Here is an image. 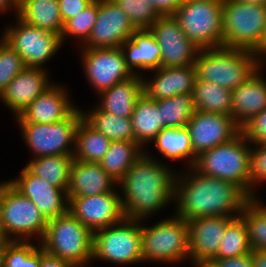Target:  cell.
I'll return each instance as SVG.
<instances>
[{"label": "cell", "mask_w": 266, "mask_h": 267, "mask_svg": "<svg viewBox=\"0 0 266 267\" xmlns=\"http://www.w3.org/2000/svg\"><path fill=\"white\" fill-rule=\"evenodd\" d=\"M240 216L245 221L251 249L266 251V204L260 198H251Z\"/></svg>", "instance_id": "obj_36"}, {"label": "cell", "mask_w": 266, "mask_h": 267, "mask_svg": "<svg viewBox=\"0 0 266 267\" xmlns=\"http://www.w3.org/2000/svg\"><path fill=\"white\" fill-rule=\"evenodd\" d=\"M223 0H183L173 16L200 49L223 46Z\"/></svg>", "instance_id": "obj_9"}, {"label": "cell", "mask_w": 266, "mask_h": 267, "mask_svg": "<svg viewBox=\"0 0 266 267\" xmlns=\"http://www.w3.org/2000/svg\"><path fill=\"white\" fill-rule=\"evenodd\" d=\"M17 16L31 26L62 34L64 23L58 0H22Z\"/></svg>", "instance_id": "obj_27"}, {"label": "cell", "mask_w": 266, "mask_h": 267, "mask_svg": "<svg viewBox=\"0 0 266 267\" xmlns=\"http://www.w3.org/2000/svg\"><path fill=\"white\" fill-rule=\"evenodd\" d=\"M144 149L137 142L112 141L110 148L98 163L119 182L127 170L145 153Z\"/></svg>", "instance_id": "obj_31"}, {"label": "cell", "mask_w": 266, "mask_h": 267, "mask_svg": "<svg viewBox=\"0 0 266 267\" xmlns=\"http://www.w3.org/2000/svg\"><path fill=\"white\" fill-rule=\"evenodd\" d=\"M94 0H58L60 15L65 24L69 19L78 15Z\"/></svg>", "instance_id": "obj_44"}, {"label": "cell", "mask_w": 266, "mask_h": 267, "mask_svg": "<svg viewBox=\"0 0 266 267\" xmlns=\"http://www.w3.org/2000/svg\"><path fill=\"white\" fill-rule=\"evenodd\" d=\"M266 57V24H265V30L264 34L260 43V60L263 62V59Z\"/></svg>", "instance_id": "obj_50"}, {"label": "cell", "mask_w": 266, "mask_h": 267, "mask_svg": "<svg viewBox=\"0 0 266 267\" xmlns=\"http://www.w3.org/2000/svg\"><path fill=\"white\" fill-rule=\"evenodd\" d=\"M151 142L166 159L174 161L188 159L189 168L193 167L197 160L186 126L163 128Z\"/></svg>", "instance_id": "obj_29"}, {"label": "cell", "mask_w": 266, "mask_h": 267, "mask_svg": "<svg viewBox=\"0 0 266 267\" xmlns=\"http://www.w3.org/2000/svg\"><path fill=\"white\" fill-rule=\"evenodd\" d=\"M155 77H143V91L151 99L163 100L178 94L193 93L196 81L194 64L189 66L162 67L152 70Z\"/></svg>", "instance_id": "obj_22"}, {"label": "cell", "mask_w": 266, "mask_h": 267, "mask_svg": "<svg viewBox=\"0 0 266 267\" xmlns=\"http://www.w3.org/2000/svg\"><path fill=\"white\" fill-rule=\"evenodd\" d=\"M233 218L209 216L189 220V260L212 261L217 255L226 226Z\"/></svg>", "instance_id": "obj_21"}, {"label": "cell", "mask_w": 266, "mask_h": 267, "mask_svg": "<svg viewBox=\"0 0 266 267\" xmlns=\"http://www.w3.org/2000/svg\"><path fill=\"white\" fill-rule=\"evenodd\" d=\"M187 169L190 172L180 173L175 181L176 216L186 221L209 216H240L251 198L238 185L203 175L193 167Z\"/></svg>", "instance_id": "obj_1"}, {"label": "cell", "mask_w": 266, "mask_h": 267, "mask_svg": "<svg viewBox=\"0 0 266 267\" xmlns=\"http://www.w3.org/2000/svg\"><path fill=\"white\" fill-rule=\"evenodd\" d=\"M195 267H218L214 262L212 261H193L191 262Z\"/></svg>", "instance_id": "obj_51"}, {"label": "cell", "mask_w": 266, "mask_h": 267, "mask_svg": "<svg viewBox=\"0 0 266 267\" xmlns=\"http://www.w3.org/2000/svg\"><path fill=\"white\" fill-rule=\"evenodd\" d=\"M247 228L241 216L233 218L226 226L214 259H225L251 253Z\"/></svg>", "instance_id": "obj_38"}, {"label": "cell", "mask_w": 266, "mask_h": 267, "mask_svg": "<svg viewBox=\"0 0 266 267\" xmlns=\"http://www.w3.org/2000/svg\"><path fill=\"white\" fill-rule=\"evenodd\" d=\"M150 155L145 152L118 182L125 218L143 221L174 201L178 174Z\"/></svg>", "instance_id": "obj_2"}, {"label": "cell", "mask_w": 266, "mask_h": 267, "mask_svg": "<svg viewBox=\"0 0 266 267\" xmlns=\"http://www.w3.org/2000/svg\"><path fill=\"white\" fill-rule=\"evenodd\" d=\"M82 118V111L77 107L66 119L52 124H18L22 138H24V142L30 148L34 158L73 155L76 129Z\"/></svg>", "instance_id": "obj_11"}, {"label": "cell", "mask_w": 266, "mask_h": 267, "mask_svg": "<svg viewBox=\"0 0 266 267\" xmlns=\"http://www.w3.org/2000/svg\"><path fill=\"white\" fill-rule=\"evenodd\" d=\"M137 29L113 0H98L97 20L82 48H116Z\"/></svg>", "instance_id": "obj_16"}, {"label": "cell", "mask_w": 266, "mask_h": 267, "mask_svg": "<svg viewBox=\"0 0 266 267\" xmlns=\"http://www.w3.org/2000/svg\"><path fill=\"white\" fill-rule=\"evenodd\" d=\"M238 1L266 6V0H238Z\"/></svg>", "instance_id": "obj_52"}, {"label": "cell", "mask_w": 266, "mask_h": 267, "mask_svg": "<svg viewBox=\"0 0 266 267\" xmlns=\"http://www.w3.org/2000/svg\"><path fill=\"white\" fill-rule=\"evenodd\" d=\"M251 260L253 267H266V251L252 250Z\"/></svg>", "instance_id": "obj_48"}, {"label": "cell", "mask_w": 266, "mask_h": 267, "mask_svg": "<svg viewBox=\"0 0 266 267\" xmlns=\"http://www.w3.org/2000/svg\"><path fill=\"white\" fill-rule=\"evenodd\" d=\"M115 184L118 182L99 163L73 160L67 197H83L115 191Z\"/></svg>", "instance_id": "obj_24"}, {"label": "cell", "mask_w": 266, "mask_h": 267, "mask_svg": "<svg viewBox=\"0 0 266 267\" xmlns=\"http://www.w3.org/2000/svg\"><path fill=\"white\" fill-rule=\"evenodd\" d=\"M186 128L196 156L232 141L242 132V128L231 115L201 111H194Z\"/></svg>", "instance_id": "obj_17"}, {"label": "cell", "mask_w": 266, "mask_h": 267, "mask_svg": "<svg viewBox=\"0 0 266 267\" xmlns=\"http://www.w3.org/2000/svg\"><path fill=\"white\" fill-rule=\"evenodd\" d=\"M45 68L26 67L15 76L0 95V100L10 108L15 116L23 110L40 94L45 92L54 83L48 80Z\"/></svg>", "instance_id": "obj_20"}, {"label": "cell", "mask_w": 266, "mask_h": 267, "mask_svg": "<svg viewBox=\"0 0 266 267\" xmlns=\"http://www.w3.org/2000/svg\"><path fill=\"white\" fill-rule=\"evenodd\" d=\"M111 142L82 118L76 129L73 158L98 163L110 148Z\"/></svg>", "instance_id": "obj_34"}, {"label": "cell", "mask_w": 266, "mask_h": 267, "mask_svg": "<svg viewBox=\"0 0 266 267\" xmlns=\"http://www.w3.org/2000/svg\"><path fill=\"white\" fill-rule=\"evenodd\" d=\"M212 262L218 267H253L251 253L225 259H213Z\"/></svg>", "instance_id": "obj_45"}, {"label": "cell", "mask_w": 266, "mask_h": 267, "mask_svg": "<svg viewBox=\"0 0 266 267\" xmlns=\"http://www.w3.org/2000/svg\"><path fill=\"white\" fill-rule=\"evenodd\" d=\"M39 267H75L73 264L46 253L40 245Z\"/></svg>", "instance_id": "obj_47"}, {"label": "cell", "mask_w": 266, "mask_h": 267, "mask_svg": "<svg viewBox=\"0 0 266 267\" xmlns=\"http://www.w3.org/2000/svg\"><path fill=\"white\" fill-rule=\"evenodd\" d=\"M113 1L125 11L137 30L149 29L160 16L148 0Z\"/></svg>", "instance_id": "obj_40"}, {"label": "cell", "mask_w": 266, "mask_h": 267, "mask_svg": "<svg viewBox=\"0 0 266 267\" xmlns=\"http://www.w3.org/2000/svg\"><path fill=\"white\" fill-rule=\"evenodd\" d=\"M156 104L162 116V129L185 127L195 111L193 93L157 100Z\"/></svg>", "instance_id": "obj_35"}, {"label": "cell", "mask_w": 266, "mask_h": 267, "mask_svg": "<svg viewBox=\"0 0 266 267\" xmlns=\"http://www.w3.org/2000/svg\"><path fill=\"white\" fill-rule=\"evenodd\" d=\"M262 69L231 91L232 118L241 128L266 108V81L260 76Z\"/></svg>", "instance_id": "obj_23"}, {"label": "cell", "mask_w": 266, "mask_h": 267, "mask_svg": "<svg viewBox=\"0 0 266 267\" xmlns=\"http://www.w3.org/2000/svg\"><path fill=\"white\" fill-rule=\"evenodd\" d=\"M47 224L34 202L9 181L0 183V233L4 241H30L34 235L42 240Z\"/></svg>", "instance_id": "obj_5"}, {"label": "cell", "mask_w": 266, "mask_h": 267, "mask_svg": "<svg viewBox=\"0 0 266 267\" xmlns=\"http://www.w3.org/2000/svg\"><path fill=\"white\" fill-rule=\"evenodd\" d=\"M98 0H94L88 7L81 11L75 17L69 19L63 27L61 36L62 44L67 37L79 38L84 44L89 38L93 26L97 20Z\"/></svg>", "instance_id": "obj_39"}, {"label": "cell", "mask_w": 266, "mask_h": 267, "mask_svg": "<svg viewBox=\"0 0 266 267\" xmlns=\"http://www.w3.org/2000/svg\"><path fill=\"white\" fill-rule=\"evenodd\" d=\"M84 112L82 111L83 119L110 141L135 142L131 118L114 116L103 111L99 106L88 113Z\"/></svg>", "instance_id": "obj_32"}, {"label": "cell", "mask_w": 266, "mask_h": 267, "mask_svg": "<svg viewBox=\"0 0 266 267\" xmlns=\"http://www.w3.org/2000/svg\"><path fill=\"white\" fill-rule=\"evenodd\" d=\"M242 132L252 145L256 143L266 144V108L247 123L242 128Z\"/></svg>", "instance_id": "obj_43"}, {"label": "cell", "mask_w": 266, "mask_h": 267, "mask_svg": "<svg viewBox=\"0 0 266 267\" xmlns=\"http://www.w3.org/2000/svg\"><path fill=\"white\" fill-rule=\"evenodd\" d=\"M135 142L142 147L162 130V116L156 101L143 93L136 101L131 115Z\"/></svg>", "instance_id": "obj_28"}, {"label": "cell", "mask_w": 266, "mask_h": 267, "mask_svg": "<svg viewBox=\"0 0 266 267\" xmlns=\"http://www.w3.org/2000/svg\"><path fill=\"white\" fill-rule=\"evenodd\" d=\"M143 93V75L135 74L101 92L97 106L114 116L131 118L136 101Z\"/></svg>", "instance_id": "obj_26"}, {"label": "cell", "mask_w": 266, "mask_h": 267, "mask_svg": "<svg viewBox=\"0 0 266 267\" xmlns=\"http://www.w3.org/2000/svg\"><path fill=\"white\" fill-rule=\"evenodd\" d=\"M223 46L253 51L260 58L266 24V6L223 0Z\"/></svg>", "instance_id": "obj_7"}, {"label": "cell", "mask_w": 266, "mask_h": 267, "mask_svg": "<svg viewBox=\"0 0 266 267\" xmlns=\"http://www.w3.org/2000/svg\"><path fill=\"white\" fill-rule=\"evenodd\" d=\"M40 245L31 241H4L0 248V267H39Z\"/></svg>", "instance_id": "obj_37"}, {"label": "cell", "mask_w": 266, "mask_h": 267, "mask_svg": "<svg viewBox=\"0 0 266 267\" xmlns=\"http://www.w3.org/2000/svg\"><path fill=\"white\" fill-rule=\"evenodd\" d=\"M149 31L161 48V66H189L195 63L197 47L182 31L173 15H160Z\"/></svg>", "instance_id": "obj_15"}, {"label": "cell", "mask_w": 266, "mask_h": 267, "mask_svg": "<svg viewBox=\"0 0 266 267\" xmlns=\"http://www.w3.org/2000/svg\"><path fill=\"white\" fill-rule=\"evenodd\" d=\"M8 181L34 202L47 220L56 218L68 211L67 193L41 177L31 174L25 167L21 170L19 178Z\"/></svg>", "instance_id": "obj_18"}, {"label": "cell", "mask_w": 266, "mask_h": 267, "mask_svg": "<svg viewBox=\"0 0 266 267\" xmlns=\"http://www.w3.org/2000/svg\"><path fill=\"white\" fill-rule=\"evenodd\" d=\"M24 68L22 57L2 38L0 39V95L9 82Z\"/></svg>", "instance_id": "obj_41"}, {"label": "cell", "mask_w": 266, "mask_h": 267, "mask_svg": "<svg viewBox=\"0 0 266 267\" xmlns=\"http://www.w3.org/2000/svg\"><path fill=\"white\" fill-rule=\"evenodd\" d=\"M141 242V221L124 218L93 233L92 259L122 265L143 263Z\"/></svg>", "instance_id": "obj_10"}, {"label": "cell", "mask_w": 266, "mask_h": 267, "mask_svg": "<svg viewBox=\"0 0 266 267\" xmlns=\"http://www.w3.org/2000/svg\"><path fill=\"white\" fill-rule=\"evenodd\" d=\"M3 242H4V239L2 238L1 233H0V248H1L2 244H3Z\"/></svg>", "instance_id": "obj_53"}, {"label": "cell", "mask_w": 266, "mask_h": 267, "mask_svg": "<svg viewBox=\"0 0 266 267\" xmlns=\"http://www.w3.org/2000/svg\"><path fill=\"white\" fill-rule=\"evenodd\" d=\"M142 261L178 263L189 258L190 241L188 221L174 215L152 226H143Z\"/></svg>", "instance_id": "obj_8"}, {"label": "cell", "mask_w": 266, "mask_h": 267, "mask_svg": "<svg viewBox=\"0 0 266 267\" xmlns=\"http://www.w3.org/2000/svg\"><path fill=\"white\" fill-rule=\"evenodd\" d=\"M159 15H173L183 0H148Z\"/></svg>", "instance_id": "obj_46"}, {"label": "cell", "mask_w": 266, "mask_h": 267, "mask_svg": "<svg viewBox=\"0 0 266 267\" xmlns=\"http://www.w3.org/2000/svg\"><path fill=\"white\" fill-rule=\"evenodd\" d=\"M15 17L17 24L5 27L1 38L22 57L26 67L44 68L43 65L62 47L61 36Z\"/></svg>", "instance_id": "obj_12"}, {"label": "cell", "mask_w": 266, "mask_h": 267, "mask_svg": "<svg viewBox=\"0 0 266 267\" xmlns=\"http://www.w3.org/2000/svg\"><path fill=\"white\" fill-rule=\"evenodd\" d=\"M254 145L255 149L251 147V198H258L254 187L266 181V144L256 143Z\"/></svg>", "instance_id": "obj_42"}, {"label": "cell", "mask_w": 266, "mask_h": 267, "mask_svg": "<svg viewBox=\"0 0 266 267\" xmlns=\"http://www.w3.org/2000/svg\"><path fill=\"white\" fill-rule=\"evenodd\" d=\"M261 62L249 50L224 46L200 49L194 63L196 80L208 81L232 91L254 75L263 66Z\"/></svg>", "instance_id": "obj_3"}, {"label": "cell", "mask_w": 266, "mask_h": 267, "mask_svg": "<svg viewBox=\"0 0 266 267\" xmlns=\"http://www.w3.org/2000/svg\"><path fill=\"white\" fill-rule=\"evenodd\" d=\"M68 211L92 233L121 222L125 216L117 190L99 195L68 197Z\"/></svg>", "instance_id": "obj_14"}, {"label": "cell", "mask_w": 266, "mask_h": 267, "mask_svg": "<svg viewBox=\"0 0 266 267\" xmlns=\"http://www.w3.org/2000/svg\"><path fill=\"white\" fill-rule=\"evenodd\" d=\"M73 160V155L42 156L31 159L24 167L67 193Z\"/></svg>", "instance_id": "obj_30"}, {"label": "cell", "mask_w": 266, "mask_h": 267, "mask_svg": "<svg viewBox=\"0 0 266 267\" xmlns=\"http://www.w3.org/2000/svg\"><path fill=\"white\" fill-rule=\"evenodd\" d=\"M81 50L86 79L97 94L135 75L127 66L121 47Z\"/></svg>", "instance_id": "obj_13"}, {"label": "cell", "mask_w": 266, "mask_h": 267, "mask_svg": "<svg viewBox=\"0 0 266 267\" xmlns=\"http://www.w3.org/2000/svg\"><path fill=\"white\" fill-rule=\"evenodd\" d=\"M195 111L232 116L231 91L217 84L196 80L193 90Z\"/></svg>", "instance_id": "obj_33"}, {"label": "cell", "mask_w": 266, "mask_h": 267, "mask_svg": "<svg viewBox=\"0 0 266 267\" xmlns=\"http://www.w3.org/2000/svg\"><path fill=\"white\" fill-rule=\"evenodd\" d=\"M9 9V10H8ZM15 11V16L18 15L19 1L18 0H0V13H5L7 10Z\"/></svg>", "instance_id": "obj_49"}, {"label": "cell", "mask_w": 266, "mask_h": 267, "mask_svg": "<svg viewBox=\"0 0 266 267\" xmlns=\"http://www.w3.org/2000/svg\"><path fill=\"white\" fill-rule=\"evenodd\" d=\"M76 108L77 106L70 101L65 86L54 83L32 101L16 119L18 123L52 124L66 119Z\"/></svg>", "instance_id": "obj_19"}, {"label": "cell", "mask_w": 266, "mask_h": 267, "mask_svg": "<svg viewBox=\"0 0 266 267\" xmlns=\"http://www.w3.org/2000/svg\"><path fill=\"white\" fill-rule=\"evenodd\" d=\"M121 50L127 66L135 74L141 75L140 70L152 72L161 66V48L149 29L136 30L121 45Z\"/></svg>", "instance_id": "obj_25"}, {"label": "cell", "mask_w": 266, "mask_h": 267, "mask_svg": "<svg viewBox=\"0 0 266 267\" xmlns=\"http://www.w3.org/2000/svg\"><path fill=\"white\" fill-rule=\"evenodd\" d=\"M250 144L241 132L232 141L198 155L193 168L203 175L235 183L251 198Z\"/></svg>", "instance_id": "obj_4"}, {"label": "cell", "mask_w": 266, "mask_h": 267, "mask_svg": "<svg viewBox=\"0 0 266 267\" xmlns=\"http://www.w3.org/2000/svg\"><path fill=\"white\" fill-rule=\"evenodd\" d=\"M40 245L43 250L75 267L92 261L93 233L69 211L48 220Z\"/></svg>", "instance_id": "obj_6"}]
</instances>
